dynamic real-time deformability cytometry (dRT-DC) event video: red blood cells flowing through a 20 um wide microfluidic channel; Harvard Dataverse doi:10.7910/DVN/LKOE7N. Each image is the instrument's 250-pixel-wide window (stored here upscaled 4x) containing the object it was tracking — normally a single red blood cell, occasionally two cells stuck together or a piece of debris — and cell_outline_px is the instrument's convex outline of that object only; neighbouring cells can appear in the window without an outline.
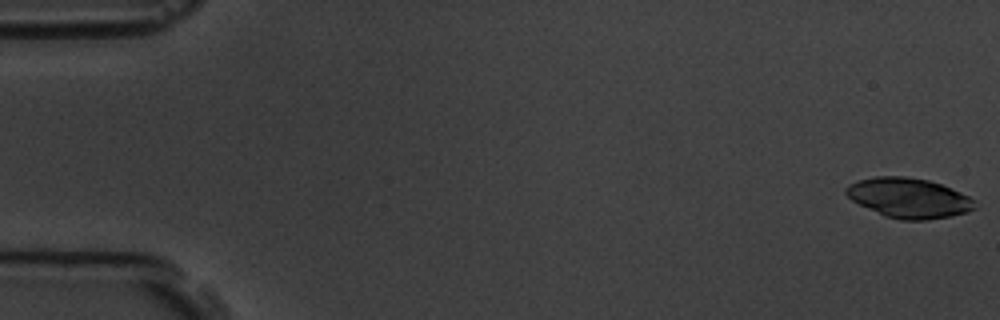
{"species": "common noctule bat (a hibernating species)", "species_latin": "Nyctalus noctula", "temperature_condition": "room temperature", "stored_images_in_passage": 6, "camera_frame_rate_fps": 3000, "um_per_image_px": 0.085, "animal": {"sex": "male", "body_mass_g": 19.5, "forearm_length_mm": 54.6}, "frame": {"image": 1, "passage_image": 1, "time_ms": 0.0, "image_size_px": [1000, 320], "cell_outline_px": [[976, 208], [968, 212], [928, 220], [900, 220], [884, 216], [852, 200], [844, 192], [844, 188], [848, 184], [860, 180], [876, 176], [904, 176], [928, 180], [940, 184], [960, 192], [976, 200]], "centroid_in_image_um": [77.25, 16.83], "position_along_channel_um": 7.7, "area_um2": 29.88}}